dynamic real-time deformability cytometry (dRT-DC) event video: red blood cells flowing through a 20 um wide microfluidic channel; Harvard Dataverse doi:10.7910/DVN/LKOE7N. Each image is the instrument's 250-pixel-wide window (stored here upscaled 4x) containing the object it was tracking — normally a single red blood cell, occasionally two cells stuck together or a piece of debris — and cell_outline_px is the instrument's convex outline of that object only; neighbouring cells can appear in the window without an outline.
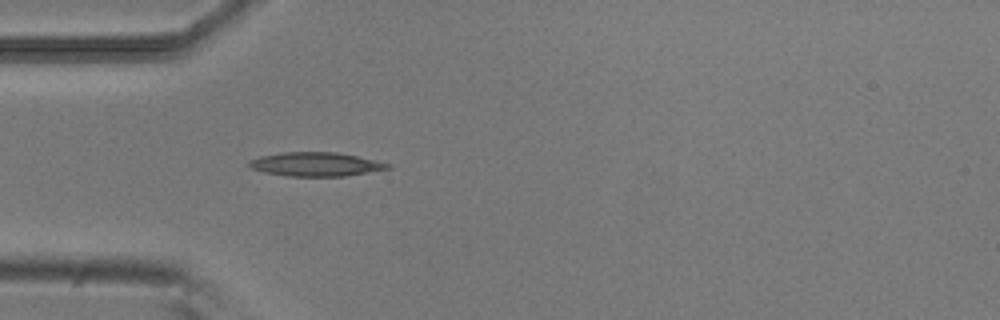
{"species": "common noctule bat (a hibernating species)", "species_latin": "Nyctalus noctula", "temperature_condition": "room temperature", "stored_images_in_passage": 36, "camera_frame_rate_fps": 3000, "um_per_image_px": 0.085, "animal": {"sex": "male", "body_mass_g": 20.5, "forearm_length_mm": 52.5}, "frame": {"image": 1, "passage_image": 1, "time_ms": 0.0, "image_size_px": [1000, 320], "cell_outline_px": [[392, 168], [344, 176], [288, 176], [264, 172], [252, 168], [248, 164], [248, 160], [260, 156], [280, 152], [336, 152], [376, 160], [392, 164]], "centroid_in_image_um": [26.84, 13.95], "position_along_channel_um": 58.2, "area_um2": 19.31}}
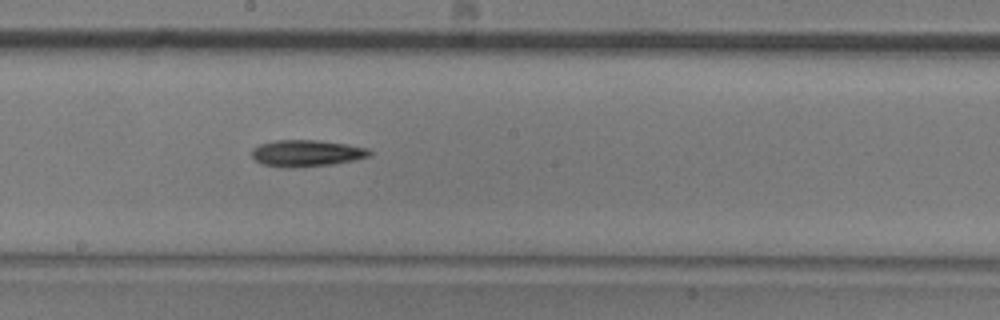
{"frame": {"image": 2, "passage_image": 14, "time_ms": 4.333, "image_size_px": [1000, 320], "cell_outline_px": [[372, 152], [368, 156], [352, 160], [332, 164], [296, 168], [288, 168], [260, 164], [252, 156], [252, 148], [260, 144], [276, 140], [320, 140], [348, 144], [368, 148]], "centroid_in_image_um": [26.03, 13.02], "position_along_channel_um": 222.2, "area_um2": 18.32}}
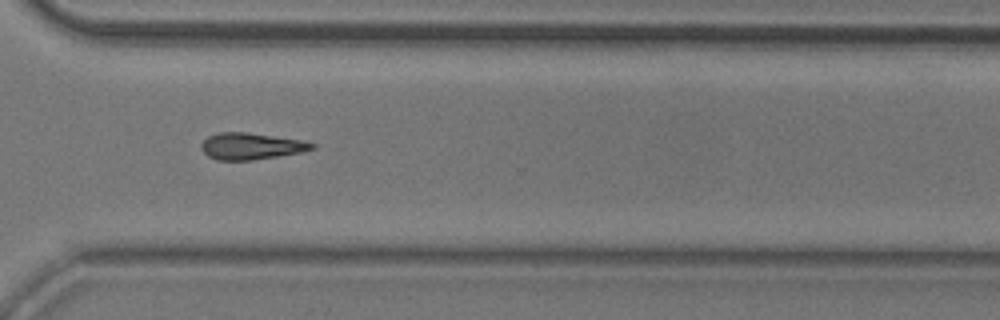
{"frame": {"image": 3, "passage_image": 24, "time_ms": 7.667, "image_size_px": [1000, 320], "cell_outline_px": [[316, 148], [300, 152], [252, 160], [216, 160], [208, 156], [200, 148], [200, 144], [208, 136], [216, 132], [248, 132], [304, 140], [316, 144]], "centroid_in_image_um": [21.33, 12.41], "position_along_channel_um": 349.3, "area_um2": 17.28}, "authors_computed_cell_mechanics": {"area_um2": 17.1088, "velocity_mm_per_s": 3.834, "shape_relaxation_time_tau1_ms": 3.2552, "shape_relaxation_time_tau2_ms": null, "deformation_change_tau1": 0.0784, "deformation_change_tau2": null}}